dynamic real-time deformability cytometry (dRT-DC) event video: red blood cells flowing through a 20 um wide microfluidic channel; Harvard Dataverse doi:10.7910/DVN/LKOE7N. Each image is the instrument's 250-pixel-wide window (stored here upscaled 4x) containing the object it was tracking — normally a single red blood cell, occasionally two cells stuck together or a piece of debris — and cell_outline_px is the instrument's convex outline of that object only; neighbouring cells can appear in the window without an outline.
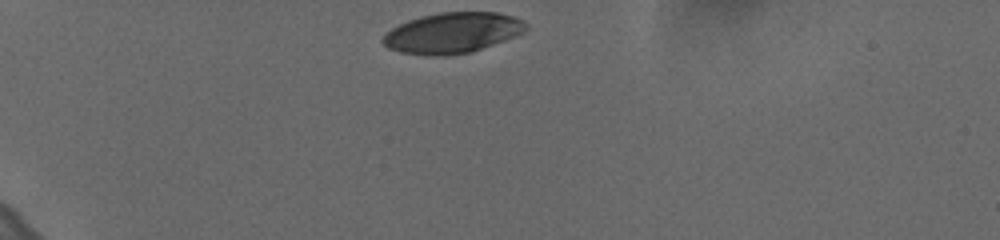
{"species": "human", "species_latin": "Homo sapiens", "temperature_condition": "cold", "stored_images_in_passage": 35, "camera_frame_rate_fps": 3000, "um_per_image_px": 0.085, "donor": {"sex": "female"}, "frame": {"image": 1, "passage_image": 1, "time_ms": 0.0, "image_size_px": [1000, 240], "cell_outline_px": [[528, 28], [524, 32], [516, 36], [472, 52], [444, 56], [428, 56], [400, 52], [388, 48], [380, 40], [392, 28], [408, 20], [420, 16], [440, 12], [496, 12], [512, 16], [524, 20], [528, 24]], "centroid_in_image_um": [38.48, 2.79], "position_along_channel_um": 46.5, "area_um2": 34.04}}
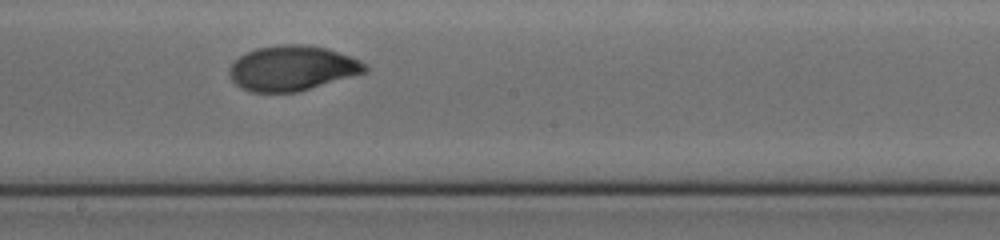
{"frame": {"image": 2, "passage_image": 20, "time_ms": 6.333, "image_size_px": [1000, 240], "cell_outline_px": [[368, 72], [296, 92], [248, 92], [240, 88], [232, 80], [228, 72], [228, 68], [240, 56], [256, 48], [280, 44], [304, 44], [328, 48], [360, 60], [368, 68]], "centroid_in_image_um": [24.83, 5.79], "position_along_channel_um": 223.4, "area_um2": 35.66}}
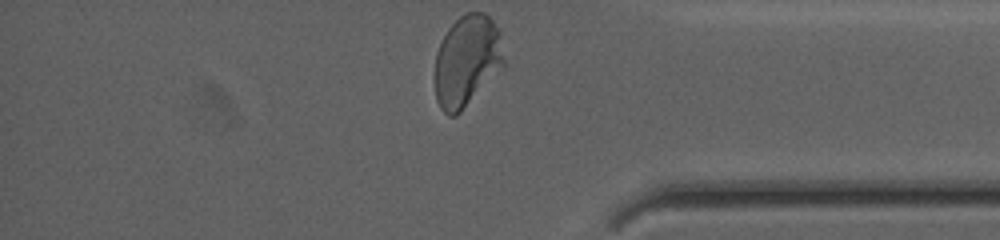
{"frame": {"image": 3, "passage_image": 35, "time_ms": 11.333, "image_size_px": [1000, 240], "cell_outline_px": [[504, 68], [456, 116], [448, 116], [440, 108], [436, 100], [436, 52], [448, 28], [460, 16], [468, 12], [484, 12], [492, 20], [500, 32], [504, 60]], "centroid_in_image_um": [39.71, 5.19], "position_along_channel_um": 395.5, "area_um2": 36.76}, "authors_computed_cell_mechanics": {"area_um2": 35.547, "velocity_mm_per_s": 3.607, "shape_relaxation_time_tau1_ms": 3.4559, "shape_relaxation_time_tau2_ms": null, "deformation_change_tau1": 0.1714, "deformation_change_tau2": null}}